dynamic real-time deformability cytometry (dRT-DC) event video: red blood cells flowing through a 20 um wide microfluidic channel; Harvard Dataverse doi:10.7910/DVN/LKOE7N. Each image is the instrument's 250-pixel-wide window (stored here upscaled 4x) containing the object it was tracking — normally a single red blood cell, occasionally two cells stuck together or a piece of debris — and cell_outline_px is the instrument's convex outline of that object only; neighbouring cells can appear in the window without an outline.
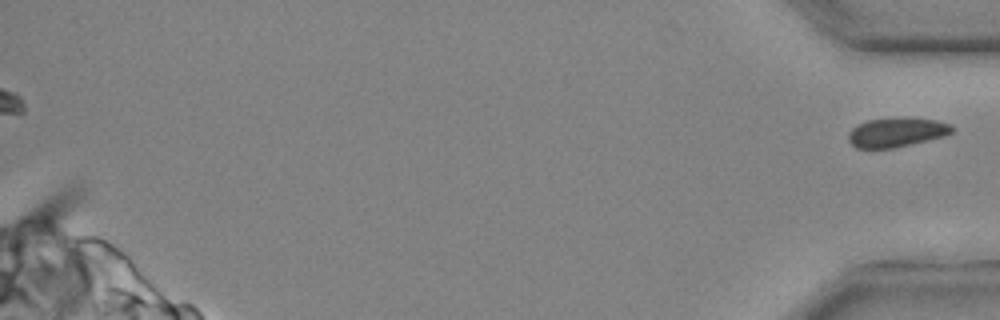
{"species": "common noctule bat (a hibernating species)", "species_latin": "Nyctalus noctula", "temperature_condition": "cold", "stored_images_in_passage": 27, "segment_of_instrument_passage": [2, 2], "camera_frame_rate_fps": 3000, "um_per_image_px": 0.085, "animal": {"sex": "male", "body_mass_g": 20.4}, "frame": {"image": 1, "passage_image": 27, "time_ms": 8.667, "image_size_px": [1000, 320], "cell_outline_px": [[952, 132], [944, 136], [892, 148], [856, 148], [848, 140], [848, 132], [856, 124], [868, 120], [892, 116], [908, 116], [936, 120], [952, 124]], "centroid_in_image_um": [76.18, 11.2], "position_along_channel_um": 359.0, "area_um2": 18.09}}